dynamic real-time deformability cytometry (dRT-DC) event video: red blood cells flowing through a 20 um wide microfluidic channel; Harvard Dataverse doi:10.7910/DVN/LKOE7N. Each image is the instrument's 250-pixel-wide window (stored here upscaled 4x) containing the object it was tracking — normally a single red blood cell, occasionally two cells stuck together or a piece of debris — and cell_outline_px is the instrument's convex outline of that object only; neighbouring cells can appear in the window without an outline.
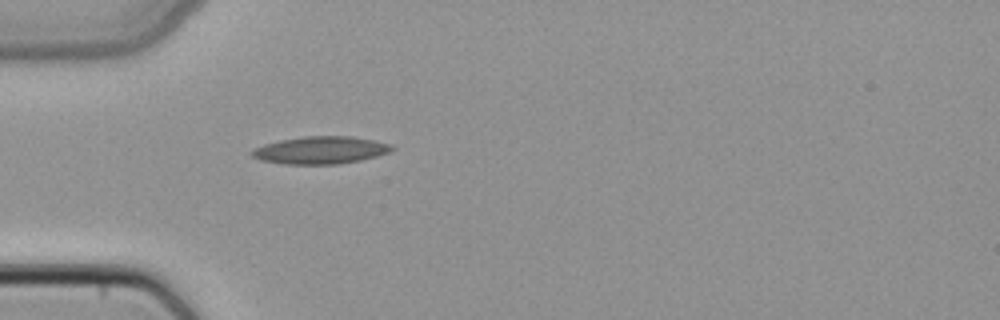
{"species": "common noctule bat (a hibernating species)", "species_latin": "Nyctalus noctula", "temperature_condition": "cold", "stored_images_in_passage": 35, "camera_frame_rate_fps": 3000, "um_per_image_px": 0.085, "animal": {"sex": "female", "body_mass_g": 22.7, "forearm_length_mm": 54.2}, "frame": {"image": 1, "passage_image": 1, "time_ms": 0.0, "image_size_px": [1000, 320], "cell_outline_px": [[396, 148], [388, 152], [376, 156], [360, 160], [340, 164], [284, 164], [260, 160], [252, 156], [248, 152], [252, 148], [264, 144], [280, 140], [304, 136], [348, 136], [372, 140], [392, 144]], "centroid_in_image_um": [27.2, 12.76], "position_along_channel_um": 57.8, "area_um2": 22.48}}
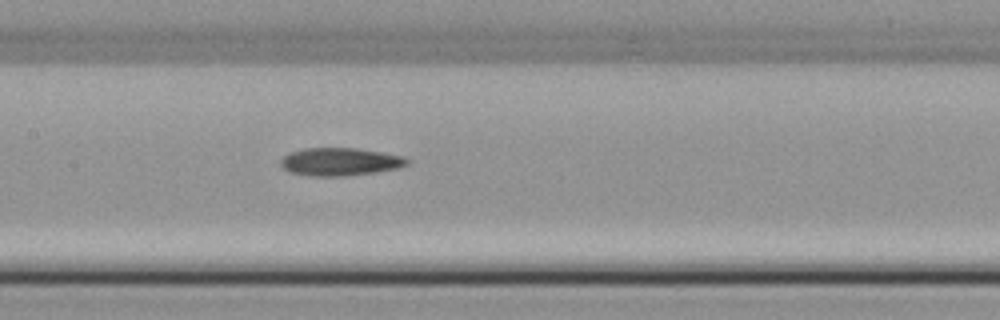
{"frame": {"image": 2, "passage_image": 10, "time_ms": 3.0, "image_size_px": [1000, 320], "cell_outline_px": [[408, 164], [400, 168], [376, 172], [344, 176], [308, 176], [288, 172], [280, 164], [280, 160], [284, 156], [292, 152], [304, 148], [356, 148], [404, 156], [408, 160]], "centroid_in_image_um": [28.9, 13.76], "position_along_channel_um": 178.5, "area_um2": 20.58}}
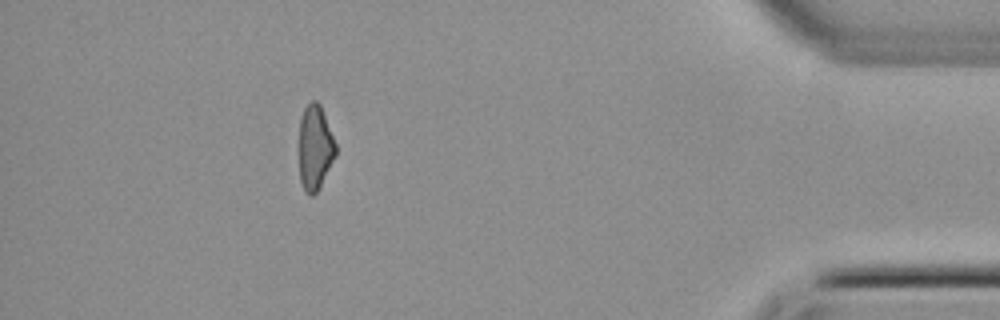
{"frame": {"image": 3, "passage_image": 30, "time_ms": 9.667, "image_size_px": [1000, 320], "cell_outline_px": [[336, 156], [316, 192], [312, 196], [308, 196], [300, 180], [300, 116], [304, 108], [312, 100], [316, 100], [320, 104], [336, 144]], "centroid_in_image_um": [26.78, 12.52], "position_along_channel_um": 408.4, "area_um2": 17.86}}